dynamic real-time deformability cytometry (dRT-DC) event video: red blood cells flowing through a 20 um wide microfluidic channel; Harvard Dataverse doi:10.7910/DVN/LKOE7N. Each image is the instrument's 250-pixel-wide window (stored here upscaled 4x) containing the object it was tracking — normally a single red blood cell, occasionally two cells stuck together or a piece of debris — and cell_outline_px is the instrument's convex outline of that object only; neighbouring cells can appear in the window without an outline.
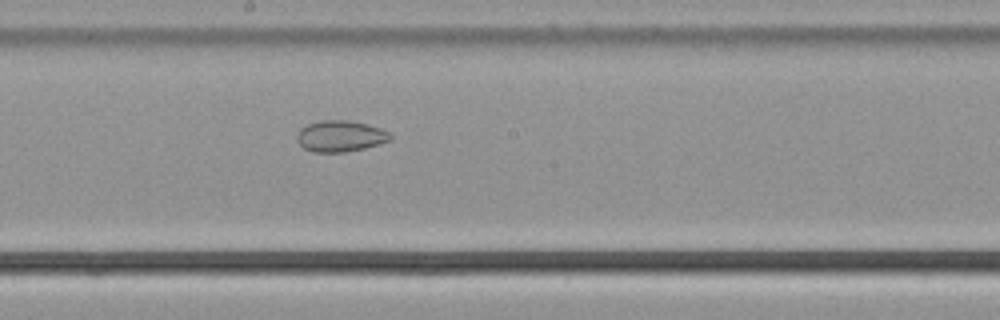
{"species": "common noctule bat (a hibernating species)", "species_latin": "Nyctalus noctula", "temperature_condition": "cold", "stored_images_in_passage": 39, "camera_frame_rate_fps": 3000, "um_per_image_px": 0.085, "animal": {"sex": "male", "body_mass_g": 21.5, "forearm_length_mm": 52.0}, "frame": {"image": 1, "passage_image": 15, "time_ms": 4.667, "image_size_px": [1000, 320], "cell_outline_px": [[392, 140], [364, 148], [344, 152], [312, 152], [304, 148], [296, 140], [296, 136], [300, 128], [308, 124], [320, 120], [348, 120], [368, 124], [380, 128], [388, 132], [392, 136]], "centroid_in_image_um": [28.92, 11.57], "position_along_channel_um": 219.3, "area_um2": 17.05}}
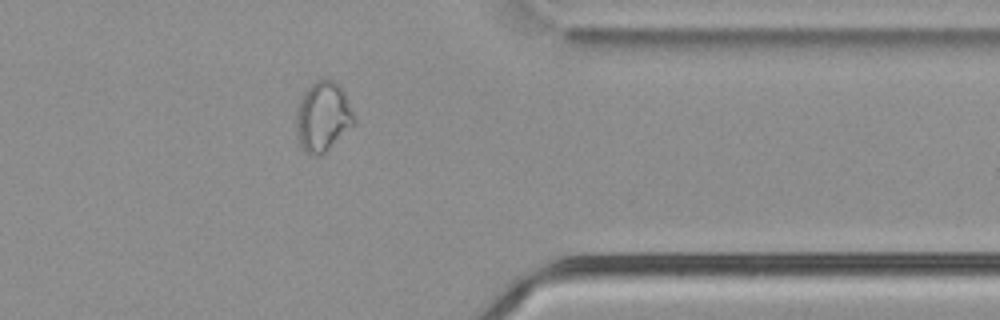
{"frame": {"image": 2, "passage_image": 29, "time_ms": 9.333, "image_size_px": [1000, 320], "cell_outline_px": [[356, 120], [320, 156], [312, 156], [304, 152], [296, 136], [296, 108], [308, 84], [316, 80], [336, 80], [340, 84], [356, 116]], "centroid_in_image_um": [27.41, 9.88], "position_along_channel_um": 384.0, "area_um2": 23.58}}
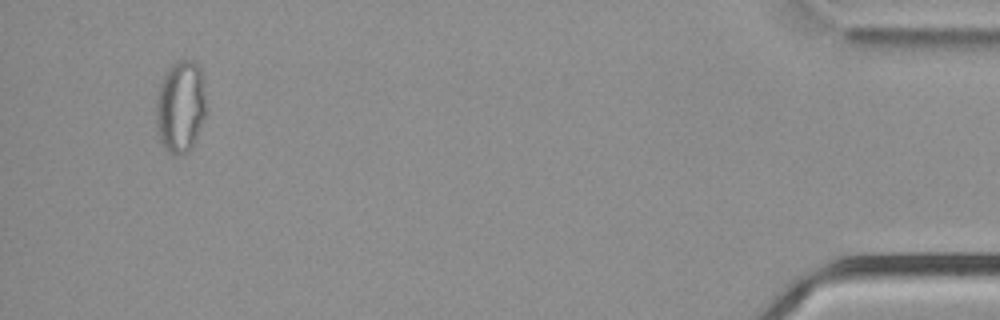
{"frame": {"image": 3, "passage_image": 37, "time_ms": 12.0, "image_size_px": [1000, 320], "cell_outline_px": [[204, 116], [192, 148], [188, 152], [180, 156], [176, 156], [168, 152], [164, 148], [160, 140], [156, 124], [156, 100], [160, 84], [164, 76], [172, 64], [176, 60], [192, 60], [200, 64], [204, 88]], "centroid_in_image_um": [15.33, 9.07], "position_along_channel_um": 419.9, "area_um2": 26.88}, "authors_computed_cell_mechanics": {"area_um2": 20.8658, "velocity_mm_per_s": 3.7789, "shape_relaxation_time_tau1_ms": null, "shape_relaxation_time_tau2_ms": 1.9625, "deformation_change_tau1": null, "deformation_change_tau2": 0.0514}}